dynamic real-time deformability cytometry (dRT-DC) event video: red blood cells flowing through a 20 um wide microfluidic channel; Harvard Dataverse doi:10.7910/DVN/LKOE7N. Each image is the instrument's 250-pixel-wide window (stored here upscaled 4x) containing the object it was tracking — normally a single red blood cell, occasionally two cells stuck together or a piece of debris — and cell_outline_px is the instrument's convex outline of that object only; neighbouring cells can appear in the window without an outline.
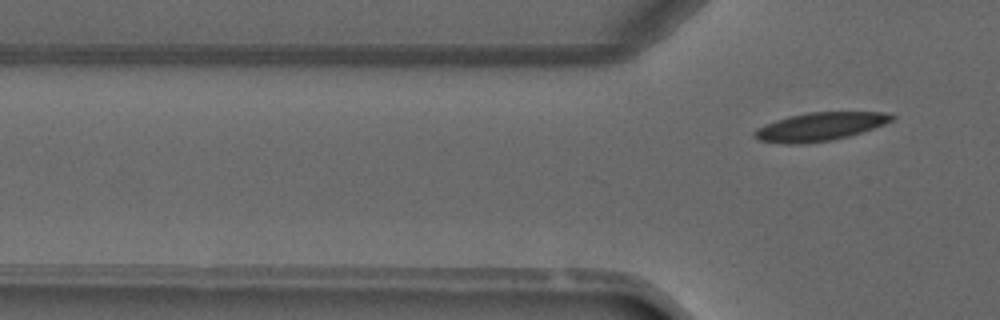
{"species": "common noctule bat (a hibernating species)", "species_latin": "Nyctalus noctula", "temperature_condition": "warm", "stored_images_in_passage": 5, "camera_frame_rate_fps": 3000, "um_per_image_px": 0.085, "animal": {"sex": "male", "forearm_length_mm": 52.5}, "frame": {"image": 1, "passage_image": 5, "time_ms": 5.333, "image_size_px": [1000, 320], "cell_outline_px": [[896, 116], [892, 120], [884, 124], [848, 136], [828, 140], [804, 144], [784, 144], [756, 140], [752, 136], [752, 132], [756, 128], [776, 120], [788, 116], [808, 112], [888, 112]], "centroid_in_image_um": [69.62, 10.76], "position_along_channel_um": 56.2, "area_um2": 22.66}}